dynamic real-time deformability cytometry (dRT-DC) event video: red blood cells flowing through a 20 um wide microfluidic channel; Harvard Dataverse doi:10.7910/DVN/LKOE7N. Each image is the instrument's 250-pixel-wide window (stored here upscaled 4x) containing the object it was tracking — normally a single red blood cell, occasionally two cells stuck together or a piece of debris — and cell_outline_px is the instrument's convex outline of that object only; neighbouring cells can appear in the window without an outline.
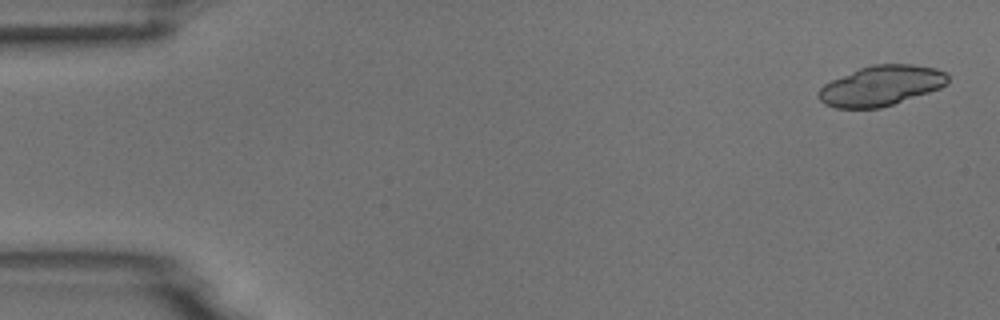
{"species": "common noctule bat (a hibernating species)", "species_latin": "Nyctalus noctula", "temperature_condition": "room temperature", "stored_images_in_passage": 6, "camera_frame_rate_fps": 3000, "um_per_image_px": 0.085, "animal": {"sex": "male", "body_mass_g": 18.8}, "frame": {"image": 1, "passage_image": 1, "time_ms": 0.0, "image_size_px": [1000, 320], "cell_outline_px": [[948, 84], [940, 88], [880, 108], [836, 108], [824, 104], [816, 96], [816, 92], [824, 84], [832, 80], [860, 68], [872, 64], [912, 64], [936, 68], [944, 72], [948, 76]], "centroid_in_image_um": [74.87, 7.28], "position_along_channel_um": 10.1, "area_um2": 30.11}}
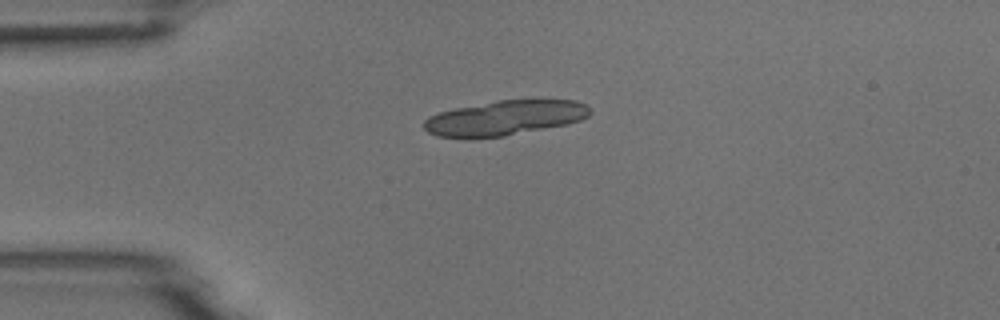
{"frame": {"image": 2, "passage_image": 4, "time_ms": 1.0, "image_size_px": [1000, 320], "cell_outline_px": [[592, 112], [588, 116], [580, 120], [568, 124], [504, 136], [436, 136], [428, 132], [424, 128], [424, 120], [428, 116], [440, 112], [456, 108], [496, 100], [576, 100], [588, 104], [592, 108]], "centroid_in_image_um": [42.99, 9.99], "position_along_channel_um": 42.0, "area_um2": 33.35}}